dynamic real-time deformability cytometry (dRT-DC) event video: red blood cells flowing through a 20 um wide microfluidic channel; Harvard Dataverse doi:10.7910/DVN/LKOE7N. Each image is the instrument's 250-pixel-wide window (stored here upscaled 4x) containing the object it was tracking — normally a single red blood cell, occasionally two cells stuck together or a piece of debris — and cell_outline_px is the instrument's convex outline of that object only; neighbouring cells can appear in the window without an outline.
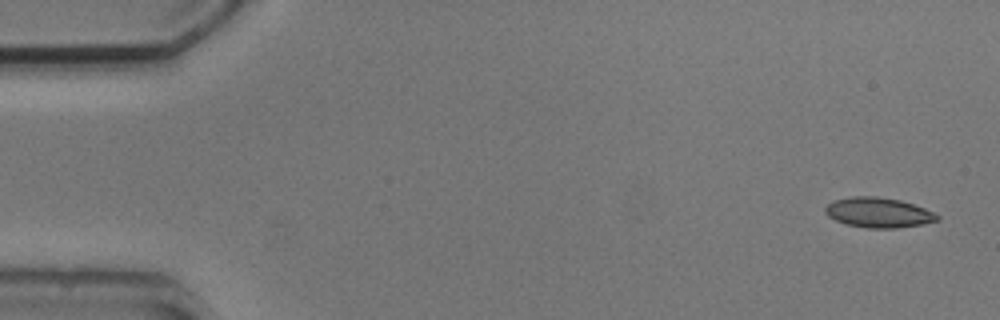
{"species": "common noctule bat (a hibernating species)", "species_latin": "Nyctalus noctula", "temperature_condition": "cold", "stored_images_in_passage": 5, "camera_frame_rate_fps": 3000, "um_per_image_px": 0.085, "animal": {"sex": "male", "body_mass_g": 20.5, "forearm_length_mm": 52.5}, "frame": {"image": 1, "passage_image": 1, "time_ms": 0.0, "image_size_px": [1000, 320], "cell_outline_px": [[940, 220], [920, 224], [896, 228], [868, 228], [848, 224], [836, 220], [828, 216], [824, 212], [824, 208], [832, 200], [852, 196], [876, 196], [900, 200], [924, 208], [940, 216]], "centroid_in_image_um": [74.64, 18.06], "position_along_channel_um": 10.4, "area_um2": 19.48}}
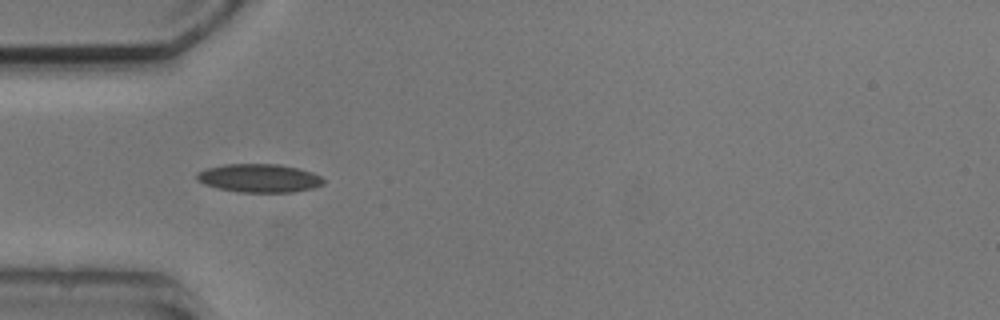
{"frame": {"image": 2, "passage_image": 5, "time_ms": 4.667, "image_size_px": [1000, 320], "cell_outline_px": [[324, 184], [312, 188], [292, 192], [240, 192], [216, 188], [204, 184], [196, 180], [196, 172], [208, 168], [224, 164], [280, 164], [300, 168], [312, 172], [320, 176], [324, 180]], "centroid_in_image_um": [22.02, 15.14], "position_along_channel_um": 63.0, "area_um2": 21.1}}